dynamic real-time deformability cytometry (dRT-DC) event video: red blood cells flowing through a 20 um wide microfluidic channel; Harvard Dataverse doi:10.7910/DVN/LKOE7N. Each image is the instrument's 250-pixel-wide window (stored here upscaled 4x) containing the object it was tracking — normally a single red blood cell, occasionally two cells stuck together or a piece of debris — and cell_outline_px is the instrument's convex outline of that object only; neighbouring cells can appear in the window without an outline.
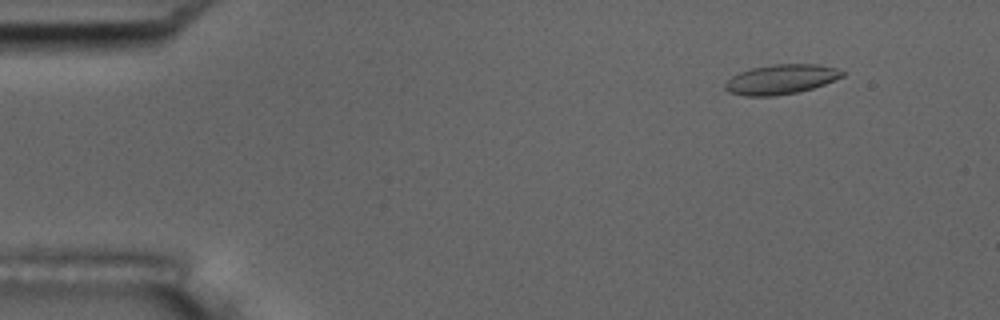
{"species": "common noctule bat (a hibernating species)", "species_latin": "Nyctalus noctula", "temperature_condition": "room temperature", "stored_images_in_passage": 49, "camera_frame_rate_fps": 3000, "um_per_image_px": 0.085, "animal": {"sex": "male", "body_mass_g": 17.5, "forearm_length_mm": 52.3}, "frame": {"image": 1, "passage_image": 1, "time_ms": 0.0, "image_size_px": [1000, 320], "cell_outline_px": [[844, 76], [824, 84], [812, 88], [796, 92], [776, 96], [744, 96], [728, 92], [724, 88], [724, 84], [732, 76], [740, 72], [752, 68], [772, 64], [816, 64], [836, 68], [844, 72]], "centroid_in_image_um": [66.36, 6.74], "position_along_channel_um": 18.6, "area_um2": 20.23}}
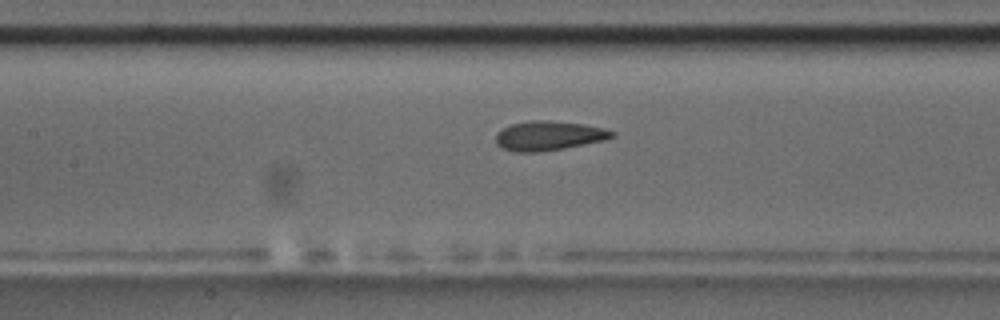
{"frame": {"image": 2, "passage_image": 20, "time_ms": 6.333, "image_size_px": [1000, 320], "cell_outline_px": [[616, 136], [604, 140], [564, 148], [536, 152], [516, 152], [504, 148], [496, 144], [496, 132], [512, 124], [532, 120], [548, 120], [584, 124], [604, 128], [616, 132]], "centroid_in_image_um": [46.66, 11.53], "position_along_channel_um": 160.7, "area_um2": 19.83}}
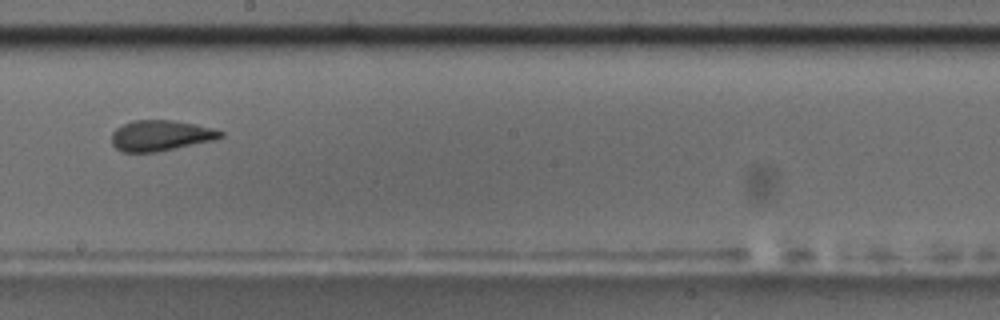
{"frame": {"image": 3, "passage_image": 26, "time_ms": 8.333, "image_size_px": [1000, 320], "cell_outline_px": [[224, 136], [216, 140], [156, 152], [124, 152], [116, 148], [112, 144], [112, 132], [116, 128], [132, 120], [172, 120], [196, 124], [212, 128], [224, 132]], "centroid_in_image_um": [13.68, 11.52], "position_along_channel_um": 234.5, "area_um2": 19.54}, "authors_computed_cell_mechanics": {"area_um2": 19.941, "velocity_mm_per_s": 3.7202, "shape_relaxation_time_tau1_ms": 6.1121, "shape_relaxation_time_tau2_ms": 1.6179, "deformation_change_tau1": 0.1794, "deformation_change_tau2": 0.0898}}